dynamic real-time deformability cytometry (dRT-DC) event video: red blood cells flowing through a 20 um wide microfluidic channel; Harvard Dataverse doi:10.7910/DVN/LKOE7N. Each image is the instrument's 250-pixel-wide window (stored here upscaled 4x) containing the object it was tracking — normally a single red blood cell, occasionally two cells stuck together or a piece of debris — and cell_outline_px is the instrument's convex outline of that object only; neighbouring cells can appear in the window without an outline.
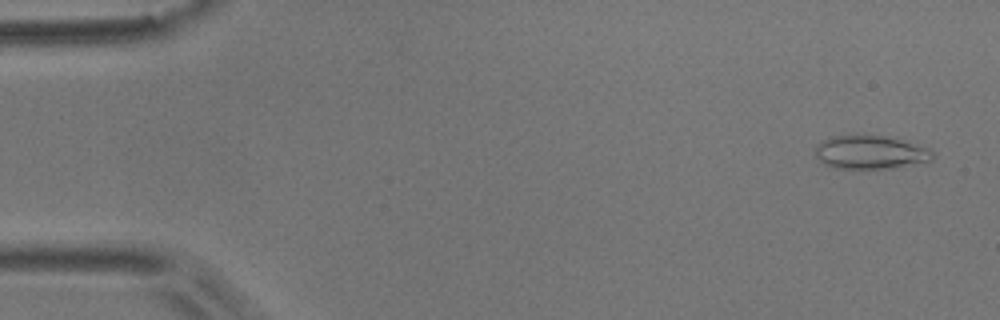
{"species": "common noctule bat (a hibernating species)", "species_latin": "Nyctalus noctula", "temperature_condition": "room temperature", "stored_images_in_passage": 55, "segment_of_instrument_passage": [1, 2], "camera_frame_rate_fps": 3000, "um_per_image_px": 0.085, "animal": {"sex": "male", "body_mass_g": 17.9}, "frame": {"image": 1, "passage_image": 3, "time_ms": 0.667, "image_size_px": [1000, 320], "cell_outline_px": [[936, 156], [932, 160], [892, 168], [832, 168], [824, 164], [816, 156], [816, 144], [832, 136], [884, 136], [900, 140], [928, 148], [936, 152]], "centroid_in_image_um": [73.99, 12.96], "position_along_channel_um": 11.0, "area_um2": 22.6}}
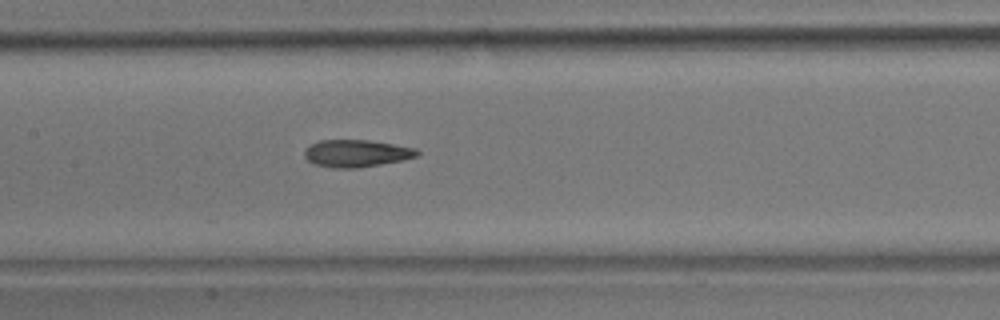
{"frame": {"image": 2, "passage_image": 26, "time_ms": 8.333, "image_size_px": [1000, 320], "cell_outline_px": [[420, 156], [404, 160], [360, 168], [332, 168], [312, 164], [304, 156], [304, 152], [312, 144], [320, 140], [368, 140], [416, 148], [420, 152]], "centroid_in_image_um": [30.33, 13.05], "position_along_channel_um": 177.1, "area_um2": 18.03}}
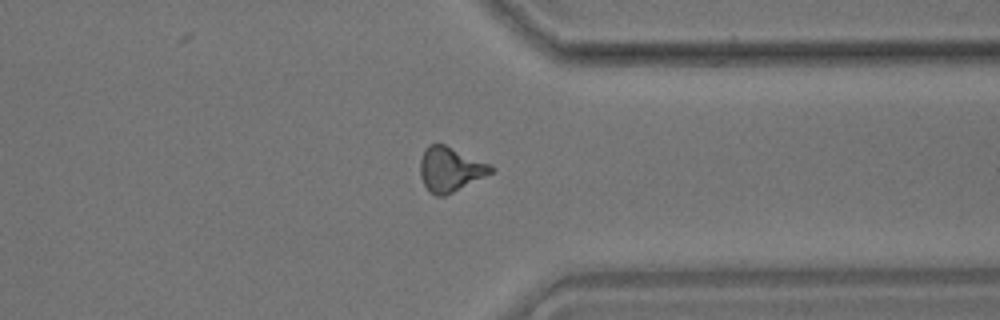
{"frame": {"image": 3, "passage_image": 42, "time_ms": 13.667, "image_size_px": [1000, 320], "cell_outline_px": [[496, 168], [492, 172], [444, 196], [436, 196], [428, 192], [420, 176], [420, 160], [424, 148], [428, 144], [444, 144], [492, 164]], "centroid_in_image_um": [38.25, 14.37], "position_along_channel_um": 373.2, "area_um2": 18.38}}